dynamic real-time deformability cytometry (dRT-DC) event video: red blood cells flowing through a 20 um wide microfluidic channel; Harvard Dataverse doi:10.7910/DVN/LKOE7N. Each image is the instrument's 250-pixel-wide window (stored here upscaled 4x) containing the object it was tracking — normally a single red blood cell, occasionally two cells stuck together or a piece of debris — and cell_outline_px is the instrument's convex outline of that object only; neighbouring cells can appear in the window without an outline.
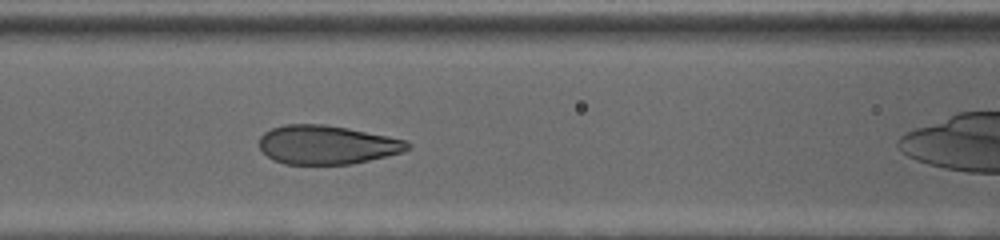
{"species": "human", "species_latin": "Homo sapiens", "temperature_condition": "cold", "stored_images_in_passage": 62, "camera_frame_rate_fps": 3000, "um_per_image_px": 0.085, "donor": {"sex": "female"}, "frame": {"image": 1, "passage_image": 24, "time_ms": 7.667, "image_size_px": [1000, 240], "cell_outline_px": [[412, 148], [404, 152], [352, 164], [284, 164], [272, 160], [260, 148], [260, 136], [264, 132], [272, 128], [284, 124], [324, 124], [348, 128], [408, 140], [412, 144]], "centroid_in_image_um": [27.82, 12.3], "position_along_channel_um": 138.8, "area_um2": 33.81}}
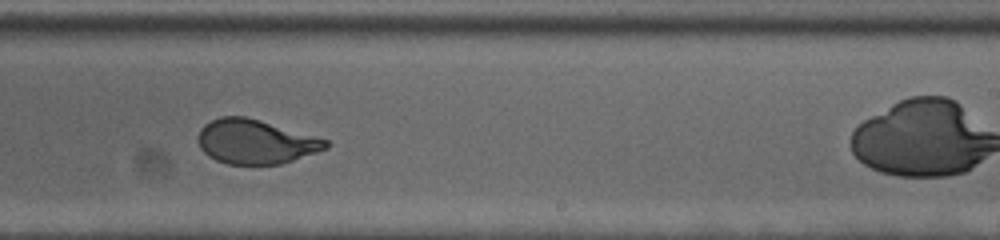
{"frame": {"image": 2, "passage_image": 37, "time_ms": 12.0, "image_size_px": [1000, 240], "cell_outline_px": [[328, 148], [280, 164], [228, 164], [216, 160], [208, 156], [200, 148], [200, 128], [204, 124], [220, 116], [244, 116], [260, 120], [328, 140]], "centroid_in_image_um": [21.7, 12.04], "position_along_channel_um": 267.3, "area_um2": 32.54}}
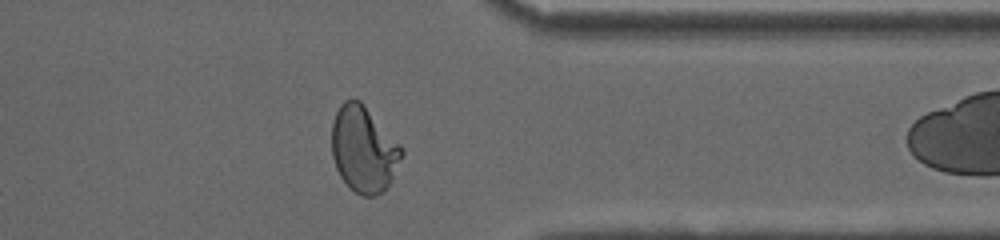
{"frame": {"image": 3, "passage_image": 49, "time_ms": 16.0, "image_size_px": [1000, 240], "cell_outline_px": [[404, 152], [392, 180], [376, 196], [360, 196], [340, 176], [336, 168], [332, 156], [332, 120], [340, 104], [344, 100], [352, 96], [360, 100], [364, 104], [404, 148]], "centroid_in_image_um": [30.91, 12.64], "position_along_channel_um": 380.5, "area_um2": 35.2}}